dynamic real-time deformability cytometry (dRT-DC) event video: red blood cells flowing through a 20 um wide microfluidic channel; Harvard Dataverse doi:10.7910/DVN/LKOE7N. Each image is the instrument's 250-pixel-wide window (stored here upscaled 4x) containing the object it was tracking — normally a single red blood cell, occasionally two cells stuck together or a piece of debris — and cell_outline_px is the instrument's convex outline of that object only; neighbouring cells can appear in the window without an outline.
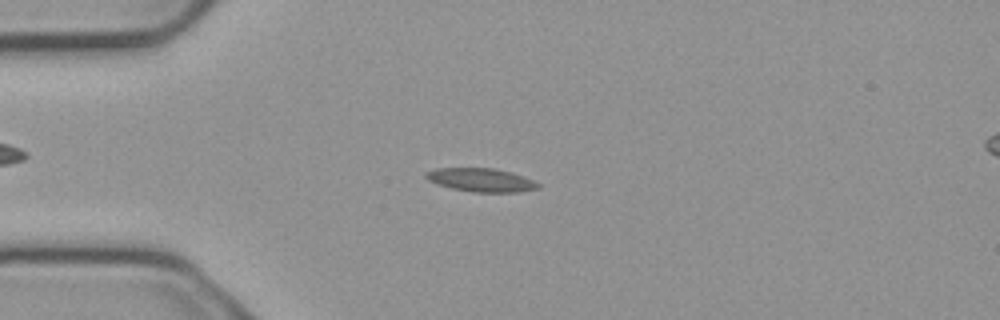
{"species": "common noctule bat (a hibernating species)", "species_latin": "Nyctalus noctula", "temperature_condition": "cold", "stored_images_in_passage": 5, "camera_frame_rate_fps": 3000, "um_per_image_px": 0.085, "animal": {"sex": "male", "body_mass_g": 23.1, "forearm_length_mm": 52.7}, "frame": {"image": 1, "passage_image": 3, "time_ms": 0.667, "image_size_px": [1000, 320], "cell_outline_px": [[540, 188], [516, 192], [476, 192], [452, 188], [436, 184], [428, 180], [424, 176], [424, 172], [436, 168], [492, 168], [512, 172], [524, 176], [540, 184]], "centroid_in_image_um": [40.87, 15.29], "position_along_channel_um": 44.1, "area_um2": 15.37}}
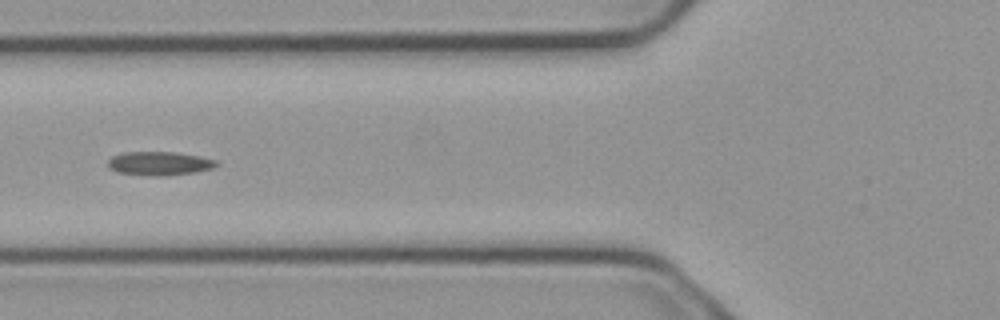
{"frame": {"image": 2, "passage_image": 5, "time_ms": 1.333, "image_size_px": [1000, 320], "cell_outline_px": [[220, 164], [212, 168], [196, 172], [164, 176], [152, 176], [116, 172], [108, 168], [108, 160], [112, 156], [124, 152], [172, 152], [196, 156], [216, 160]], "centroid_in_image_um": [13.51, 13.9], "position_along_channel_um": 112.3, "area_um2": 14.97}}